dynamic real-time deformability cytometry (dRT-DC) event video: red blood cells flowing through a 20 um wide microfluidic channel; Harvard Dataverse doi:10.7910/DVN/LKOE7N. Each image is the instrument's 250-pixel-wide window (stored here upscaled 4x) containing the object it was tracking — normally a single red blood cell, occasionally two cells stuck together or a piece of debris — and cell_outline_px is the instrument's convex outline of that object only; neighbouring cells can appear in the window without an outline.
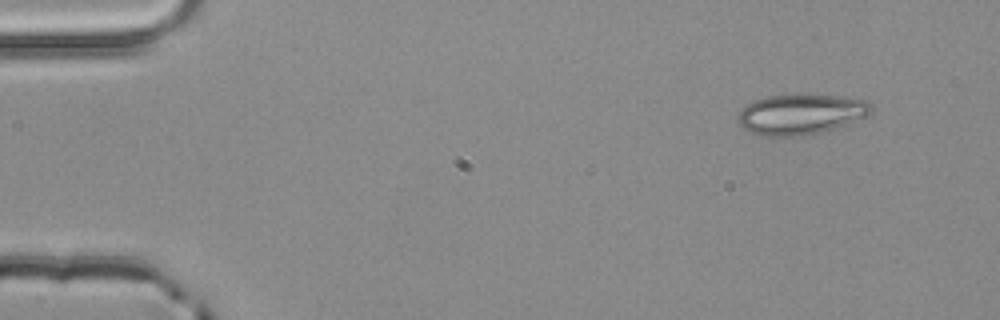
{"species": "common noctule bat (a hibernating species)", "species_latin": "Nyctalus noctula", "temperature_condition": "room temperature", "stored_images_in_passage": 3, "camera_frame_rate_fps": 3000, "um_per_image_px": 0.085, "animal": {"sex": "male", "body_mass_g": 20.4}, "frame": {"image": 1, "passage_image": 1, "time_ms": 0.0, "image_size_px": [1000, 320], "cell_outline_px": [[872, 108], [868, 112], [848, 124], [836, 128], [820, 132], [800, 136], [760, 136], [744, 128], [736, 120], [736, 116], [752, 100], [768, 96], [840, 96], [868, 100], [872, 104]], "centroid_in_image_um": [68.03, 9.73], "position_along_channel_um": 17.0, "area_um2": 30.75}}